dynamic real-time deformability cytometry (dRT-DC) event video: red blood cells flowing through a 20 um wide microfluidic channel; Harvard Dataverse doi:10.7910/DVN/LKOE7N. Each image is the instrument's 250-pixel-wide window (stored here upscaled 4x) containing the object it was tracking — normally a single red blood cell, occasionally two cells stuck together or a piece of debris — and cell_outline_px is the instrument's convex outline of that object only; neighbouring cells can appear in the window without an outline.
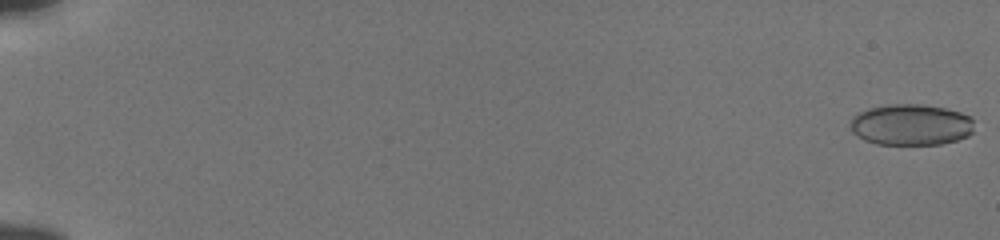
{"species": "human", "species_latin": "Homo sapiens", "temperature_condition": "cold", "stored_images_in_passage": 56, "camera_frame_rate_fps": 3000, "um_per_image_px": 0.085, "donor": {"sex": "male"}, "frame": {"image": 1, "passage_image": 1, "time_ms": 0.0, "image_size_px": [1000, 240], "cell_outline_px": [[972, 132], [968, 136], [956, 140], [940, 144], [876, 144], [864, 140], [856, 136], [852, 132], [848, 124], [852, 116], [868, 108], [884, 104], [924, 104], [944, 108], [960, 112], [968, 116], [972, 120]], "centroid_in_image_um": [77.36, 10.59], "position_along_channel_um": 7.6, "area_um2": 29.94}}
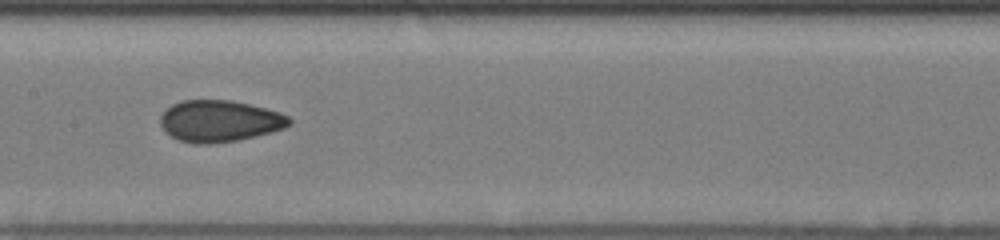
{"frame": {"image": 2, "passage_image": 31, "time_ms": 10.0, "image_size_px": [1000, 240], "cell_outline_px": [[292, 124], [284, 128], [236, 140], [208, 144], [192, 144], [180, 140], [164, 132], [160, 124], [160, 116], [172, 104], [180, 100], [232, 100], [280, 112], [288, 116], [292, 120]], "centroid_in_image_um": [18.63, 10.28], "position_along_channel_um": 188.8, "area_um2": 31.1}}
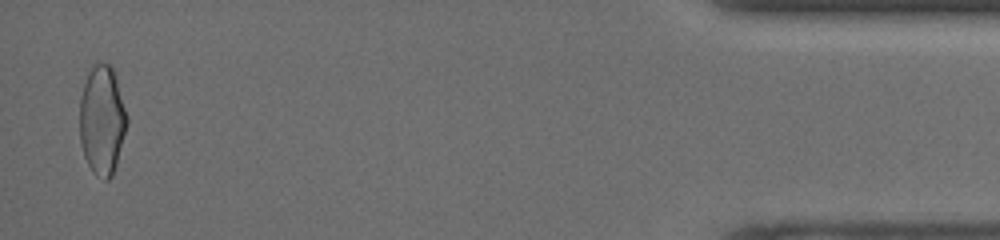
{"frame": {"image": 3, "passage_image": 55, "time_ms": 18.0, "image_size_px": [1000, 240], "cell_outline_px": [[128, 124], [116, 164], [112, 176], [108, 180], [104, 180], [96, 176], [92, 172], [84, 156], [80, 144], [80, 96], [88, 72], [96, 64], [112, 64], [128, 116]], "centroid_in_image_um": [8.69, 10.24], "position_along_channel_um": 426.5, "area_um2": 30.29}, "authors_computed_cell_mechanics": {"area_um2": 30.345, "velocity_mm_per_s": 3.8579, "shape_relaxation_time_tau1_ms": null, "shape_relaxation_time_tau2_ms": 1.1359, "deformation_change_tau1": null, "deformation_change_tau2": 0.0551}}